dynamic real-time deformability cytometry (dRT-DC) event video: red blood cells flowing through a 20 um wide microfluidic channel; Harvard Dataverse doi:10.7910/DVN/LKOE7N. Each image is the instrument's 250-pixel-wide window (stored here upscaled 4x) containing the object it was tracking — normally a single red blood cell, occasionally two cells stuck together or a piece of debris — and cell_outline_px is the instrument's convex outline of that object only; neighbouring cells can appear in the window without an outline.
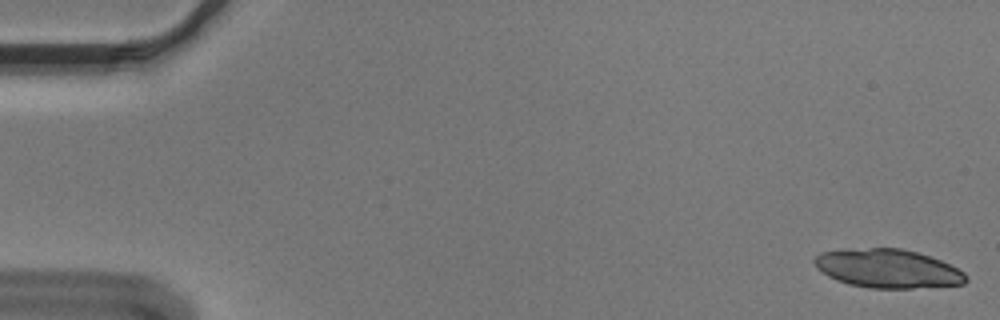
{"species": "Egyptian fruit bat (a non-hibernating species)", "species_latin": "Rousettus aegyptiacus", "temperature_condition": "cold", "stored_images_in_passage": 54, "camera_frame_rate_fps": 3000, "um_per_image_px": 0.085, "animal": {"sex": "male"}, "frame": {"image": 1, "passage_image": 1, "time_ms": 0.0, "image_size_px": [1000, 320], "cell_outline_px": [[968, 280], [964, 284], [912, 288], [868, 288], [848, 284], [836, 280], [828, 276], [816, 268], [812, 260], [820, 252], [872, 248], [900, 248], [916, 252], [940, 260], [964, 272], [968, 276]], "centroid_in_image_um": [75.45, 22.84], "position_along_channel_um": 9.5, "area_um2": 33.99}}
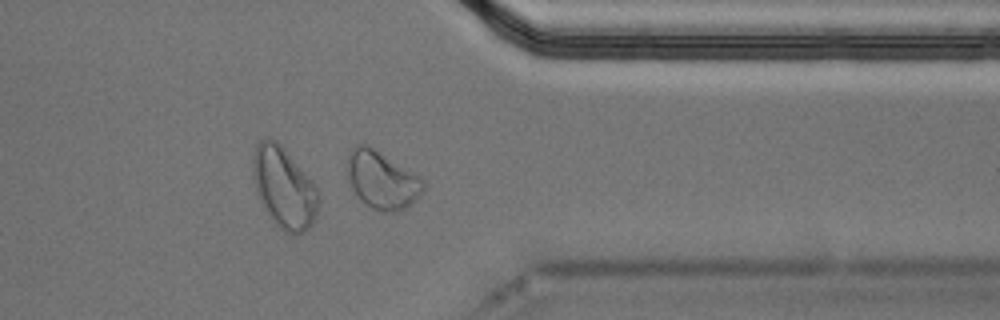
{"frame": {"image": 2, "passage_image": 44, "time_ms": 14.333, "image_size_px": [1000, 320], "cell_outline_px": [[424, 188], [420, 196], [404, 208], [396, 212], [384, 212], [372, 208], [364, 204], [360, 200], [352, 188], [344, 168], [352, 148], [356, 144], [364, 144], [372, 148], [420, 176], [424, 184]], "centroid_in_image_um": [32.43, 15.31], "position_along_channel_um": 379.0, "area_um2": 25.37}, "authors_computed_cell_mechanics": {"area_um2": 24.3916, "velocity_mm_per_s": 3.6253, "shape_relaxation_time_tau1_ms": 9.2047, "shape_relaxation_time_tau2_ms": 3.1392, "deformation_change_tau1": 0.1351, "deformation_change_tau2": 0.0751}}